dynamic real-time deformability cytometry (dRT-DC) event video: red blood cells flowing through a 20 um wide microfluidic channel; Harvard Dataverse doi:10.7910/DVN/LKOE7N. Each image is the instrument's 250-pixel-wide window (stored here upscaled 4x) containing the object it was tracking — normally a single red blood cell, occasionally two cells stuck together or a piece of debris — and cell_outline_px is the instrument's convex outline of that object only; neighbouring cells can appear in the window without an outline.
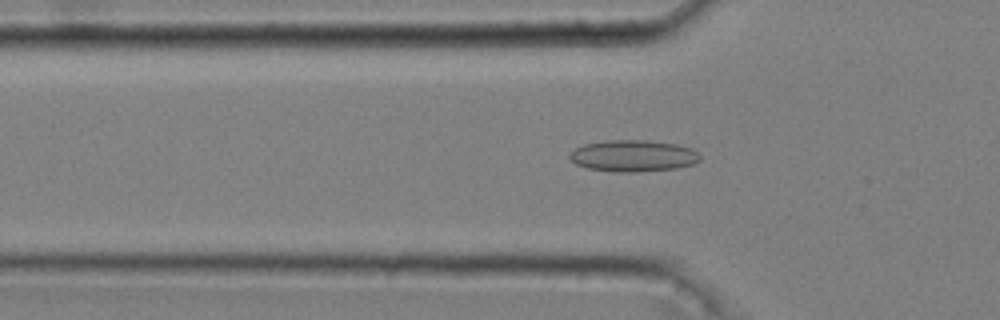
{"species": "common noctule bat (a hibernating species)", "species_latin": "Nyctalus noctula", "temperature_condition": "cold", "stored_images_in_passage": 51, "camera_frame_rate_fps": 3000, "um_per_image_px": 0.085, "animal": {"sex": "male", "body_mass_g": 20.4}, "frame": {"image": 1, "passage_image": 16, "time_ms": 5.0, "image_size_px": [1000, 320], "cell_outline_px": [[700, 160], [692, 164], [676, 168], [636, 172], [616, 172], [588, 168], [576, 164], [568, 156], [576, 148], [584, 144], [604, 140], [644, 140], [676, 144], [692, 148], [700, 156]], "centroid_in_image_um": [53.82, 13.24], "position_along_channel_um": 72.0, "area_um2": 23.87}}
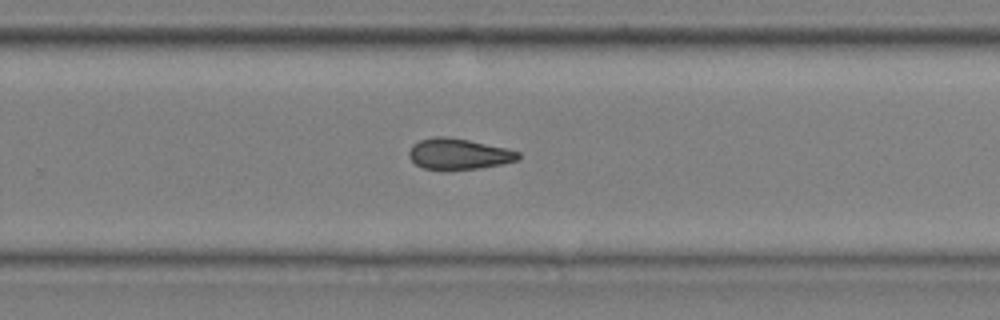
{"frame": {"image": 2, "passage_image": 34, "time_ms": 11.0, "image_size_px": [1000, 320], "cell_outline_px": [[520, 160], [480, 168], [448, 172], [444, 172], [424, 168], [416, 164], [408, 156], [408, 152], [412, 144], [420, 140], [436, 136], [448, 136], [508, 148], [520, 152]], "centroid_in_image_um": [38.98, 13.11], "position_along_channel_um": 290.8, "area_um2": 20.29}}
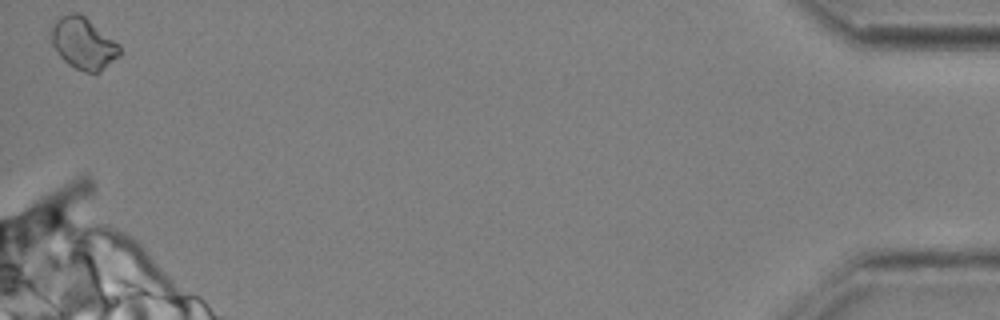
{"frame": {"image": 3, "passage_image": 51, "time_ms": 16.667, "image_size_px": [1000, 320], "cell_outline_px": [[120, 56], [100, 72], [84, 72], [68, 64], [56, 52], [48, 40], [48, 28], [60, 16], [68, 12], [80, 12], [120, 44]], "centroid_in_image_um": [7.03, 3.65], "position_along_channel_um": 428.2, "area_um2": 21.27}, "authors_computed_cell_mechanics": {"area_um2": 20.1722, "velocity_mm_per_s": 3.6411, "shape_relaxation_time_tau1_ms": null, "shape_relaxation_time_tau2_ms": 9.6359, "deformation_change_tau1": null, "deformation_change_tau2": 0.1656}}